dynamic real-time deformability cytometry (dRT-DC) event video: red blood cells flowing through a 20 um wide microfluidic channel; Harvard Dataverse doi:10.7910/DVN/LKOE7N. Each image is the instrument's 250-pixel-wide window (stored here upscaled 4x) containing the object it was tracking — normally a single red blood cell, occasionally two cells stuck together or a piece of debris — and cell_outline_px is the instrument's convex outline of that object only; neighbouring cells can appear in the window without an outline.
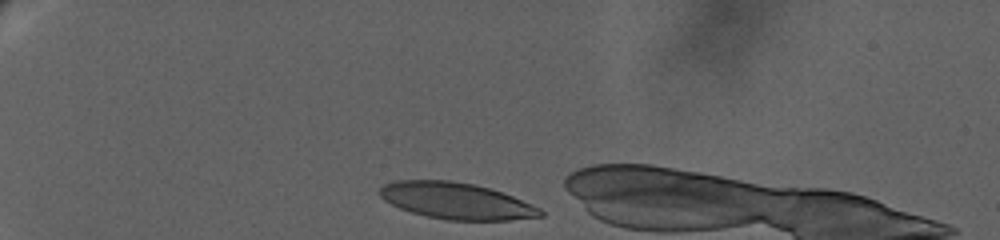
{"species": "human", "species_latin": "Homo sapiens", "temperature_condition": "warm", "stored_images_in_passage": 31, "camera_frame_rate_fps": 3000, "um_per_image_px": 0.085, "donor": {"sex": "female"}, "frame": {"image": 1, "passage_image": 1, "time_ms": 0.0, "image_size_px": [1000, 240], "cell_outline_px": [[544, 216], [508, 220], [448, 220], [428, 216], [412, 212], [400, 208], [384, 200], [376, 192], [384, 184], [392, 180], [452, 180], [476, 184], [512, 196], [540, 208], [544, 212]], "centroid_in_image_um": [38.75, 17.06], "position_along_channel_um": 46.3, "area_um2": 34.1}}
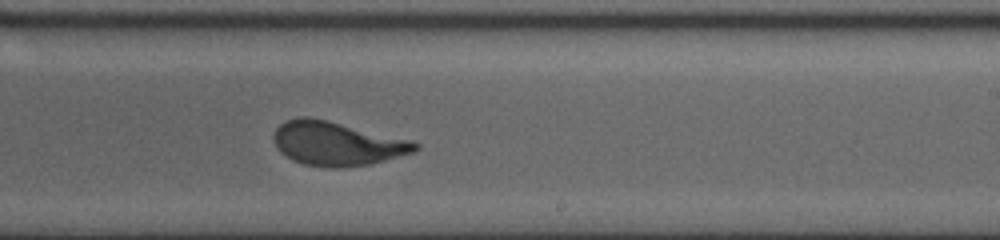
{"frame": {"image": 2, "passage_image": 17, "time_ms": 9.667, "image_size_px": [1000, 240], "cell_outline_px": [[420, 148], [412, 152], [372, 164], [336, 168], [332, 168], [304, 164], [292, 160], [280, 152], [276, 148], [272, 136], [276, 128], [280, 124], [288, 120], [300, 116], [308, 116], [328, 120], [412, 140], [420, 144]], "centroid_in_image_um": [28.62, 12.2], "position_along_channel_um": 260.4, "area_um2": 36.36}}
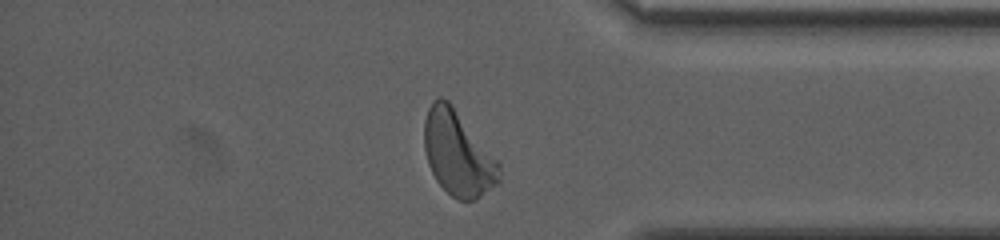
{"frame": {"image": 3, "passage_image": 29, "time_ms": 14.667, "image_size_px": [1000, 240], "cell_outline_px": [[500, 180], [496, 184], [476, 200], [456, 200], [436, 180], [428, 164], [424, 148], [424, 120], [428, 108], [432, 100], [440, 96], [448, 100], [452, 104], [500, 160]], "centroid_in_image_um": [38.94, 13.02], "position_along_channel_um": 396.3, "area_um2": 37.45}, "authors_computed_cell_mechanics": {"area_um2": 36.1828, "velocity_mm_per_s": 2.8624, "shape_relaxation_time_tau1_ms": 4.6073, "shape_relaxation_time_tau2_ms": null, "deformation_change_tau1": 0.2081, "deformation_change_tau2": null}}